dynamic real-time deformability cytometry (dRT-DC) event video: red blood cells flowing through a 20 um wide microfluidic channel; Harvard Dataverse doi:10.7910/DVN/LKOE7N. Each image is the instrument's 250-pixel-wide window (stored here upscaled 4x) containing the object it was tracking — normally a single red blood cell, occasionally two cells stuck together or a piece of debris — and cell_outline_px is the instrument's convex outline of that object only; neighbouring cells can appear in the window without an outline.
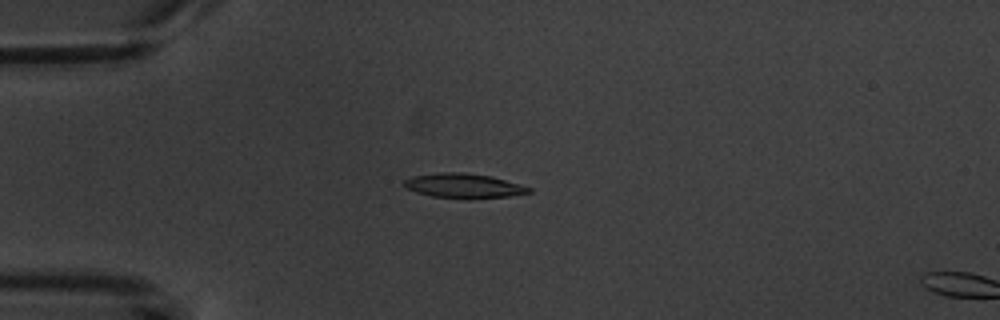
{"species": "common noctule bat (a hibernating species)", "species_latin": "Nyctalus noctula", "temperature_condition": "warm", "stored_images_in_passage": 6, "camera_frame_rate_fps": 3000, "um_per_image_px": 0.085, "animal": {"sex": "male", "body_mass_g": 20.1, "forearm_length_mm": 53.5}, "frame": {"image": 1, "passage_image": 5, "time_ms": 4.667, "image_size_px": [1000, 320], "cell_outline_px": [[532, 192], [508, 196], [432, 196], [416, 192], [408, 188], [404, 184], [404, 180], [412, 176], [440, 172], [464, 172], [492, 176], [520, 184], [532, 188]], "centroid_in_image_um": [39.41, 15.73], "position_along_channel_um": 45.6, "area_um2": 16.99}}